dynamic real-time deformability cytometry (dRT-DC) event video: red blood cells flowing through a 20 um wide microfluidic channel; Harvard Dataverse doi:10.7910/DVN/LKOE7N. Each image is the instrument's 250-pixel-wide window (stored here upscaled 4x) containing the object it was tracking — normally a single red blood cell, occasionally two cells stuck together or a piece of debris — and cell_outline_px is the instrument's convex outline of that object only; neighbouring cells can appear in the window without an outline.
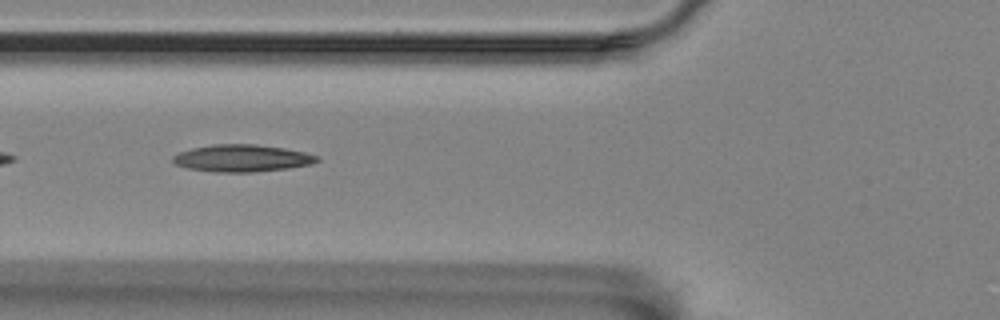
{"species": "Egyptian fruit bat (a non-hibernating species)", "species_latin": "Rousettus aegyptiacus", "temperature_condition": "room temperature", "stored_images_in_passage": 8, "camera_frame_rate_fps": 3000, "um_per_image_px": 0.085, "animal": {"sex": "female"}, "frame": {"image": 1, "passage_image": 4, "time_ms": 3.333, "image_size_px": [1000, 320], "cell_outline_px": [[320, 160], [312, 164], [288, 168], [252, 172], [216, 172], [188, 168], [176, 164], [172, 160], [172, 156], [180, 152], [192, 148], [212, 144], [256, 144], [284, 148], [304, 152], [320, 156]], "centroid_in_image_um": [20.59, 13.44], "position_along_channel_um": 105.2, "area_um2": 22.77}}
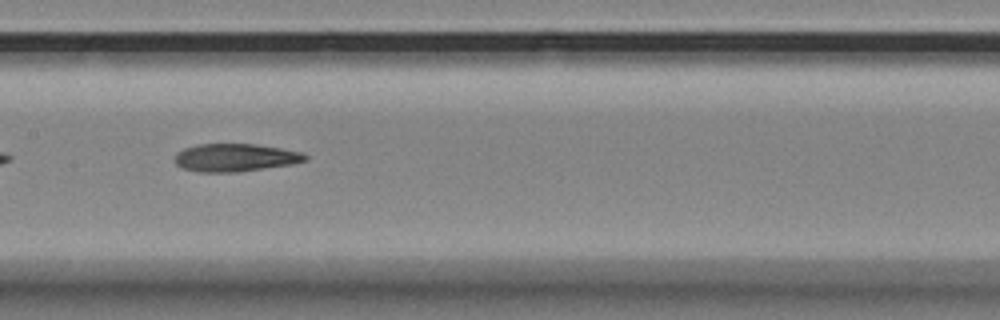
{"frame": {"image": 2, "passage_image": 6, "time_ms": 5.667, "image_size_px": [1000, 320], "cell_outline_px": [[308, 160], [292, 164], [236, 172], [200, 172], [184, 168], [176, 164], [176, 152], [184, 148], [200, 144], [256, 144], [304, 152], [308, 156]], "centroid_in_image_um": [20.03, 13.39], "position_along_channel_um": 187.4, "area_um2": 21.1}}
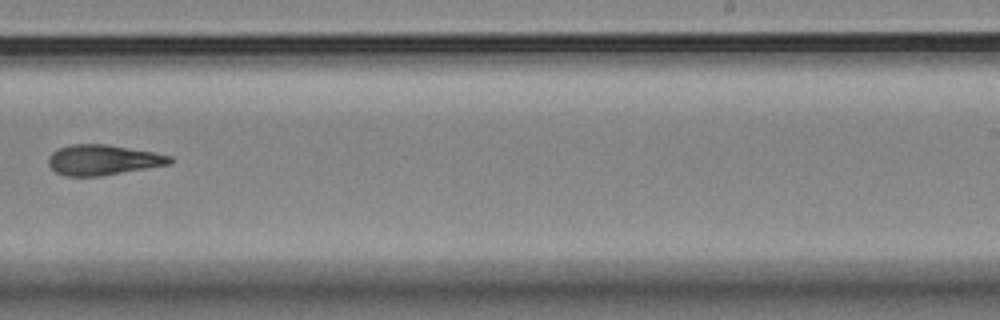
{"frame": {"image": 3, "passage_image": 8, "time_ms": 8.333, "image_size_px": [1000, 320], "cell_outline_px": [[176, 160], [172, 164], [100, 176], [64, 176], [56, 172], [48, 164], [48, 156], [52, 152], [68, 144], [108, 144], [156, 152], [172, 156]], "centroid_in_image_um": [8.8, 13.58], "position_along_channel_um": 280.2, "area_um2": 21.79}}